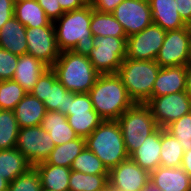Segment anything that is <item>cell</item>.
<instances>
[{"mask_svg": "<svg viewBox=\"0 0 191 191\" xmlns=\"http://www.w3.org/2000/svg\"><path fill=\"white\" fill-rule=\"evenodd\" d=\"M91 4L80 9L65 12L53 22L59 50L73 51L89 56L94 47V36L90 30Z\"/></svg>", "mask_w": 191, "mask_h": 191, "instance_id": "cell-1", "label": "cell"}, {"mask_svg": "<svg viewBox=\"0 0 191 191\" xmlns=\"http://www.w3.org/2000/svg\"><path fill=\"white\" fill-rule=\"evenodd\" d=\"M88 93L103 120H117L134 104L117 73L100 74Z\"/></svg>", "mask_w": 191, "mask_h": 191, "instance_id": "cell-2", "label": "cell"}, {"mask_svg": "<svg viewBox=\"0 0 191 191\" xmlns=\"http://www.w3.org/2000/svg\"><path fill=\"white\" fill-rule=\"evenodd\" d=\"M51 69L60 83L73 93H88L100 75L87 56L73 51H62Z\"/></svg>", "mask_w": 191, "mask_h": 191, "instance_id": "cell-3", "label": "cell"}, {"mask_svg": "<svg viewBox=\"0 0 191 191\" xmlns=\"http://www.w3.org/2000/svg\"><path fill=\"white\" fill-rule=\"evenodd\" d=\"M85 146L102 161L108 171L129 158L117 120H103L85 138Z\"/></svg>", "mask_w": 191, "mask_h": 191, "instance_id": "cell-4", "label": "cell"}, {"mask_svg": "<svg viewBox=\"0 0 191 191\" xmlns=\"http://www.w3.org/2000/svg\"><path fill=\"white\" fill-rule=\"evenodd\" d=\"M160 68L155 60H123L117 74L134 103H146L152 98L153 85Z\"/></svg>", "mask_w": 191, "mask_h": 191, "instance_id": "cell-5", "label": "cell"}, {"mask_svg": "<svg viewBox=\"0 0 191 191\" xmlns=\"http://www.w3.org/2000/svg\"><path fill=\"white\" fill-rule=\"evenodd\" d=\"M117 121L129 156L142 145L150 134L159 128L146 103H134Z\"/></svg>", "mask_w": 191, "mask_h": 191, "instance_id": "cell-6", "label": "cell"}, {"mask_svg": "<svg viewBox=\"0 0 191 191\" xmlns=\"http://www.w3.org/2000/svg\"><path fill=\"white\" fill-rule=\"evenodd\" d=\"M127 37H94V47L88 56L100 74L117 73L126 58Z\"/></svg>", "mask_w": 191, "mask_h": 191, "instance_id": "cell-7", "label": "cell"}, {"mask_svg": "<svg viewBox=\"0 0 191 191\" xmlns=\"http://www.w3.org/2000/svg\"><path fill=\"white\" fill-rule=\"evenodd\" d=\"M155 61L161 68L186 66L191 62V26L166 31Z\"/></svg>", "mask_w": 191, "mask_h": 191, "instance_id": "cell-8", "label": "cell"}, {"mask_svg": "<svg viewBox=\"0 0 191 191\" xmlns=\"http://www.w3.org/2000/svg\"><path fill=\"white\" fill-rule=\"evenodd\" d=\"M15 147L34 167L48 159L55 144L50 134L41 125H37L21 128Z\"/></svg>", "mask_w": 191, "mask_h": 191, "instance_id": "cell-9", "label": "cell"}, {"mask_svg": "<svg viewBox=\"0 0 191 191\" xmlns=\"http://www.w3.org/2000/svg\"><path fill=\"white\" fill-rule=\"evenodd\" d=\"M30 94L44 103L46 111L65 115L69 112L70 91L60 83L51 67L41 74Z\"/></svg>", "mask_w": 191, "mask_h": 191, "instance_id": "cell-10", "label": "cell"}, {"mask_svg": "<svg viewBox=\"0 0 191 191\" xmlns=\"http://www.w3.org/2000/svg\"><path fill=\"white\" fill-rule=\"evenodd\" d=\"M67 121L78 137H88L103 121L94 110L89 93L70 92Z\"/></svg>", "mask_w": 191, "mask_h": 191, "instance_id": "cell-11", "label": "cell"}, {"mask_svg": "<svg viewBox=\"0 0 191 191\" xmlns=\"http://www.w3.org/2000/svg\"><path fill=\"white\" fill-rule=\"evenodd\" d=\"M146 104L160 128L191 112V96L186 91L152 97Z\"/></svg>", "mask_w": 191, "mask_h": 191, "instance_id": "cell-12", "label": "cell"}, {"mask_svg": "<svg viewBox=\"0 0 191 191\" xmlns=\"http://www.w3.org/2000/svg\"><path fill=\"white\" fill-rule=\"evenodd\" d=\"M166 30L152 23L139 33L127 37L126 58L155 60L162 47Z\"/></svg>", "mask_w": 191, "mask_h": 191, "instance_id": "cell-13", "label": "cell"}, {"mask_svg": "<svg viewBox=\"0 0 191 191\" xmlns=\"http://www.w3.org/2000/svg\"><path fill=\"white\" fill-rule=\"evenodd\" d=\"M26 40L27 54L41 60L48 67L56 62L61 53L52 21L47 26L27 28Z\"/></svg>", "mask_w": 191, "mask_h": 191, "instance_id": "cell-14", "label": "cell"}, {"mask_svg": "<svg viewBox=\"0 0 191 191\" xmlns=\"http://www.w3.org/2000/svg\"><path fill=\"white\" fill-rule=\"evenodd\" d=\"M112 14L124 28L127 37L153 23L149 0H123Z\"/></svg>", "mask_w": 191, "mask_h": 191, "instance_id": "cell-15", "label": "cell"}, {"mask_svg": "<svg viewBox=\"0 0 191 191\" xmlns=\"http://www.w3.org/2000/svg\"><path fill=\"white\" fill-rule=\"evenodd\" d=\"M149 182L150 173L130 157L108 173V187L112 191H142Z\"/></svg>", "mask_w": 191, "mask_h": 191, "instance_id": "cell-16", "label": "cell"}, {"mask_svg": "<svg viewBox=\"0 0 191 191\" xmlns=\"http://www.w3.org/2000/svg\"><path fill=\"white\" fill-rule=\"evenodd\" d=\"M150 182L162 191H191V177L182 167L159 166L150 173Z\"/></svg>", "mask_w": 191, "mask_h": 191, "instance_id": "cell-17", "label": "cell"}, {"mask_svg": "<svg viewBox=\"0 0 191 191\" xmlns=\"http://www.w3.org/2000/svg\"><path fill=\"white\" fill-rule=\"evenodd\" d=\"M186 91V66L160 68L153 85L152 97Z\"/></svg>", "mask_w": 191, "mask_h": 191, "instance_id": "cell-18", "label": "cell"}, {"mask_svg": "<svg viewBox=\"0 0 191 191\" xmlns=\"http://www.w3.org/2000/svg\"><path fill=\"white\" fill-rule=\"evenodd\" d=\"M161 128L150 134L129 157L149 173L160 166Z\"/></svg>", "mask_w": 191, "mask_h": 191, "instance_id": "cell-19", "label": "cell"}, {"mask_svg": "<svg viewBox=\"0 0 191 191\" xmlns=\"http://www.w3.org/2000/svg\"><path fill=\"white\" fill-rule=\"evenodd\" d=\"M26 30L13 16L0 29V47L18 56L27 54Z\"/></svg>", "mask_w": 191, "mask_h": 191, "instance_id": "cell-20", "label": "cell"}, {"mask_svg": "<svg viewBox=\"0 0 191 191\" xmlns=\"http://www.w3.org/2000/svg\"><path fill=\"white\" fill-rule=\"evenodd\" d=\"M152 21L163 30H178L187 24L176 10V0H149Z\"/></svg>", "mask_w": 191, "mask_h": 191, "instance_id": "cell-21", "label": "cell"}, {"mask_svg": "<svg viewBox=\"0 0 191 191\" xmlns=\"http://www.w3.org/2000/svg\"><path fill=\"white\" fill-rule=\"evenodd\" d=\"M48 68L41 60L32 55L23 54L19 56L12 80L19 83L27 93H30L36 85L38 78Z\"/></svg>", "mask_w": 191, "mask_h": 191, "instance_id": "cell-22", "label": "cell"}, {"mask_svg": "<svg viewBox=\"0 0 191 191\" xmlns=\"http://www.w3.org/2000/svg\"><path fill=\"white\" fill-rule=\"evenodd\" d=\"M13 111L20 129L41 125L46 114L44 103L30 93L24 96Z\"/></svg>", "mask_w": 191, "mask_h": 191, "instance_id": "cell-23", "label": "cell"}, {"mask_svg": "<svg viewBox=\"0 0 191 191\" xmlns=\"http://www.w3.org/2000/svg\"><path fill=\"white\" fill-rule=\"evenodd\" d=\"M41 127L50 134L55 146L78 138V135L69 125L67 116L59 111H46Z\"/></svg>", "mask_w": 191, "mask_h": 191, "instance_id": "cell-24", "label": "cell"}, {"mask_svg": "<svg viewBox=\"0 0 191 191\" xmlns=\"http://www.w3.org/2000/svg\"><path fill=\"white\" fill-rule=\"evenodd\" d=\"M40 175L41 186L50 191H69L71 169L48 164L46 161L34 166Z\"/></svg>", "mask_w": 191, "mask_h": 191, "instance_id": "cell-25", "label": "cell"}, {"mask_svg": "<svg viewBox=\"0 0 191 191\" xmlns=\"http://www.w3.org/2000/svg\"><path fill=\"white\" fill-rule=\"evenodd\" d=\"M32 167L16 147L0 150V175L9 183L27 173Z\"/></svg>", "mask_w": 191, "mask_h": 191, "instance_id": "cell-26", "label": "cell"}, {"mask_svg": "<svg viewBox=\"0 0 191 191\" xmlns=\"http://www.w3.org/2000/svg\"><path fill=\"white\" fill-rule=\"evenodd\" d=\"M14 16L26 28L47 26L51 22L36 0H21L16 2Z\"/></svg>", "mask_w": 191, "mask_h": 191, "instance_id": "cell-27", "label": "cell"}, {"mask_svg": "<svg viewBox=\"0 0 191 191\" xmlns=\"http://www.w3.org/2000/svg\"><path fill=\"white\" fill-rule=\"evenodd\" d=\"M90 30L94 37H127L124 28L112 13L98 12L93 9L92 5Z\"/></svg>", "mask_w": 191, "mask_h": 191, "instance_id": "cell-28", "label": "cell"}, {"mask_svg": "<svg viewBox=\"0 0 191 191\" xmlns=\"http://www.w3.org/2000/svg\"><path fill=\"white\" fill-rule=\"evenodd\" d=\"M184 152L180 141L164 128H161L160 166L168 168L181 167Z\"/></svg>", "mask_w": 191, "mask_h": 191, "instance_id": "cell-29", "label": "cell"}, {"mask_svg": "<svg viewBox=\"0 0 191 191\" xmlns=\"http://www.w3.org/2000/svg\"><path fill=\"white\" fill-rule=\"evenodd\" d=\"M85 147V138L78 137L65 144L55 146L46 160L48 164L70 168L74 159Z\"/></svg>", "mask_w": 191, "mask_h": 191, "instance_id": "cell-30", "label": "cell"}, {"mask_svg": "<svg viewBox=\"0 0 191 191\" xmlns=\"http://www.w3.org/2000/svg\"><path fill=\"white\" fill-rule=\"evenodd\" d=\"M108 187V174L92 175L71 170L69 191H103Z\"/></svg>", "mask_w": 191, "mask_h": 191, "instance_id": "cell-31", "label": "cell"}, {"mask_svg": "<svg viewBox=\"0 0 191 191\" xmlns=\"http://www.w3.org/2000/svg\"><path fill=\"white\" fill-rule=\"evenodd\" d=\"M19 130L14 111L0 110V150L16 146Z\"/></svg>", "mask_w": 191, "mask_h": 191, "instance_id": "cell-32", "label": "cell"}, {"mask_svg": "<svg viewBox=\"0 0 191 191\" xmlns=\"http://www.w3.org/2000/svg\"><path fill=\"white\" fill-rule=\"evenodd\" d=\"M70 169L92 175L109 173L102 161L86 146L74 159Z\"/></svg>", "mask_w": 191, "mask_h": 191, "instance_id": "cell-33", "label": "cell"}, {"mask_svg": "<svg viewBox=\"0 0 191 191\" xmlns=\"http://www.w3.org/2000/svg\"><path fill=\"white\" fill-rule=\"evenodd\" d=\"M27 92L14 80L0 81V110H14Z\"/></svg>", "mask_w": 191, "mask_h": 191, "instance_id": "cell-34", "label": "cell"}, {"mask_svg": "<svg viewBox=\"0 0 191 191\" xmlns=\"http://www.w3.org/2000/svg\"><path fill=\"white\" fill-rule=\"evenodd\" d=\"M164 129L180 141L184 151L191 150V112L173 121Z\"/></svg>", "mask_w": 191, "mask_h": 191, "instance_id": "cell-35", "label": "cell"}, {"mask_svg": "<svg viewBox=\"0 0 191 191\" xmlns=\"http://www.w3.org/2000/svg\"><path fill=\"white\" fill-rule=\"evenodd\" d=\"M41 189L40 175L34 167L10 182L8 187V191H40Z\"/></svg>", "mask_w": 191, "mask_h": 191, "instance_id": "cell-36", "label": "cell"}, {"mask_svg": "<svg viewBox=\"0 0 191 191\" xmlns=\"http://www.w3.org/2000/svg\"><path fill=\"white\" fill-rule=\"evenodd\" d=\"M19 56L0 47V81L11 80L14 76Z\"/></svg>", "mask_w": 191, "mask_h": 191, "instance_id": "cell-37", "label": "cell"}, {"mask_svg": "<svg viewBox=\"0 0 191 191\" xmlns=\"http://www.w3.org/2000/svg\"><path fill=\"white\" fill-rule=\"evenodd\" d=\"M45 11L46 16L54 22L65 12L62 10L58 0H36Z\"/></svg>", "mask_w": 191, "mask_h": 191, "instance_id": "cell-38", "label": "cell"}, {"mask_svg": "<svg viewBox=\"0 0 191 191\" xmlns=\"http://www.w3.org/2000/svg\"><path fill=\"white\" fill-rule=\"evenodd\" d=\"M15 2L13 0H0V29L14 16Z\"/></svg>", "mask_w": 191, "mask_h": 191, "instance_id": "cell-39", "label": "cell"}, {"mask_svg": "<svg viewBox=\"0 0 191 191\" xmlns=\"http://www.w3.org/2000/svg\"><path fill=\"white\" fill-rule=\"evenodd\" d=\"M123 0H92L94 10L102 13H112Z\"/></svg>", "mask_w": 191, "mask_h": 191, "instance_id": "cell-40", "label": "cell"}, {"mask_svg": "<svg viewBox=\"0 0 191 191\" xmlns=\"http://www.w3.org/2000/svg\"><path fill=\"white\" fill-rule=\"evenodd\" d=\"M176 6L180 17L191 26V0H176Z\"/></svg>", "mask_w": 191, "mask_h": 191, "instance_id": "cell-41", "label": "cell"}, {"mask_svg": "<svg viewBox=\"0 0 191 191\" xmlns=\"http://www.w3.org/2000/svg\"><path fill=\"white\" fill-rule=\"evenodd\" d=\"M58 3L64 12L80 9L87 4L84 0H58Z\"/></svg>", "mask_w": 191, "mask_h": 191, "instance_id": "cell-42", "label": "cell"}, {"mask_svg": "<svg viewBox=\"0 0 191 191\" xmlns=\"http://www.w3.org/2000/svg\"><path fill=\"white\" fill-rule=\"evenodd\" d=\"M181 167L191 177V150L184 152Z\"/></svg>", "mask_w": 191, "mask_h": 191, "instance_id": "cell-43", "label": "cell"}, {"mask_svg": "<svg viewBox=\"0 0 191 191\" xmlns=\"http://www.w3.org/2000/svg\"><path fill=\"white\" fill-rule=\"evenodd\" d=\"M186 92L191 96V62L186 65Z\"/></svg>", "mask_w": 191, "mask_h": 191, "instance_id": "cell-44", "label": "cell"}, {"mask_svg": "<svg viewBox=\"0 0 191 191\" xmlns=\"http://www.w3.org/2000/svg\"><path fill=\"white\" fill-rule=\"evenodd\" d=\"M9 182L0 175V191H8Z\"/></svg>", "mask_w": 191, "mask_h": 191, "instance_id": "cell-45", "label": "cell"}, {"mask_svg": "<svg viewBox=\"0 0 191 191\" xmlns=\"http://www.w3.org/2000/svg\"><path fill=\"white\" fill-rule=\"evenodd\" d=\"M142 191H162L161 189L157 188L154 184L149 182Z\"/></svg>", "mask_w": 191, "mask_h": 191, "instance_id": "cell-46", "label": "cell"}, {"mask_svg": "<svg viewBox=\"0 0 191 191\" xmlns=\"http://www.w3.org/2000/svg\"><path fill=\"white\" fill-rule=\"evenodd\" d=\"M87 4H91L92 0H84Z\"/></svg>", "mask_w": 191, "mask_h": 191, "instance_id": "cell-47", "label": "cell"}, {"mask_svg": "<svg viewBox=\"0 0 191 191\" xmlns=\"http://www.w3.org/2000/svg\"><path fill=\"white\" fill-rule=\"evenodd\" d=\"M103 191H112L109 187H107L105 190Z\"/></svg>", "mask_w": 191, "mask_h": 191, "instance_id": "cell-48", "label": "cell"}, {"mask_svg": "<svg viewBox=\"0 0 191 191\" xmlns=\"http://www.w3.org/2000/svg\"><path fill=\"white\" fill-rule=\"evenodd\" d=\"M40 191H50V190H47V189H45V188H42Z\"/></svg>", "mask_w": 191, "mask_h": 191, "instance_id": "cell-49", "label": "cell"}]
</instances>
